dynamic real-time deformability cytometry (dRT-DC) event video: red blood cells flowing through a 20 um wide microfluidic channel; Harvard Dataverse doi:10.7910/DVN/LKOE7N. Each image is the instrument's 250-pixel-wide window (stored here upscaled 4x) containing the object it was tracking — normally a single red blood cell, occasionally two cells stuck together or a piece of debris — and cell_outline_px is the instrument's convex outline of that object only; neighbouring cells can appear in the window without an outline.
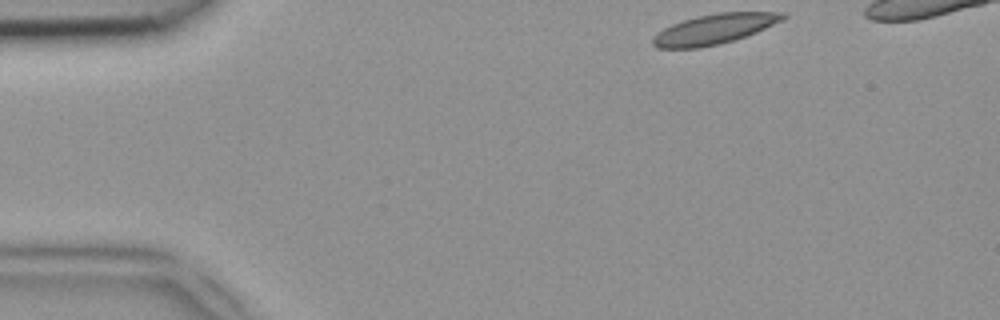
{"species": "common noctule bat (a hibernating species)", "species_latin": "Nyctalus noctula", "temperature_condition": "room temperature", "stored_images_in_passage": 39, "camera_frame_rate_fps": 3000, "um_per_image_px": 0.085, "animal": {"sex": "female", "body_mass_g": 18.4}, "frame": {"image": 1, "passage_image": 1, "time_ms": 0.0, "image_size_px": [1000, 320], "cell_outline_px": [[788, 16], [784, 20], [756, 32], [720, 44], [700, 48], [656, 48], [652, 44], [652, 36], [656, 32], [672, 24], [696, 16], [720, 12], [784, 12]], "centroid_in_image_um": [60.7, 2.47], "position_along_channel_um": 24.3, "area_um2": 22.83}}
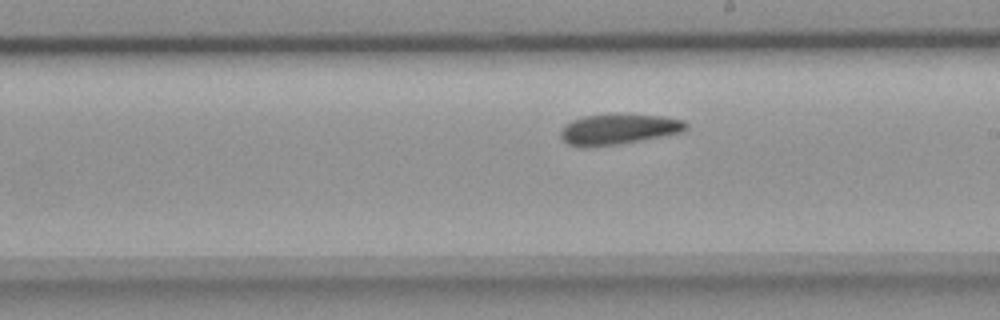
{"frame": {"image": 2, "passage_image": 22, "time_ms": 7.0, "image_size_px": [1000, 320], "cell_outline_px": [[688, 128], [684, 132], [620, 144], [588, 148], [580, 148], [568, 144], [560, 136], [560, 132], [564, 124], [572, 120], [584, 116], [664, 116], [684, 120], [688, 124]], "centroid_in_image_um": [52.56, 11.03], "position_along_channel_um": 236.4, "area_um2": 22.02}}
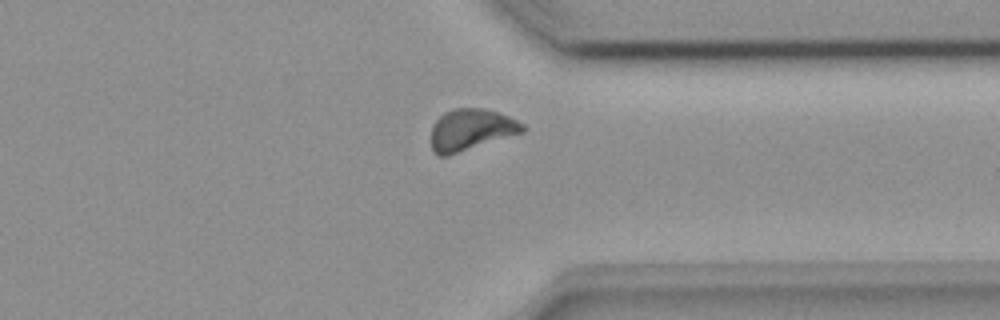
{"frame": {"image": 3, "passage_image": 32, "time_ms": 10.333, "image_size_px": [1000, 320], "cell_outline_px": [[528, 128], [524, 132], [448, 156], [436, 156], [432, 152], [432, 128], [436, 120], [444, 112], [452, 108], [484, 108], [508, 116], [524, 124]], "centroid_in_image_um": [40.04, 11.03], "position_along_channel_um": 371.4, "area_um2": 22.25}}